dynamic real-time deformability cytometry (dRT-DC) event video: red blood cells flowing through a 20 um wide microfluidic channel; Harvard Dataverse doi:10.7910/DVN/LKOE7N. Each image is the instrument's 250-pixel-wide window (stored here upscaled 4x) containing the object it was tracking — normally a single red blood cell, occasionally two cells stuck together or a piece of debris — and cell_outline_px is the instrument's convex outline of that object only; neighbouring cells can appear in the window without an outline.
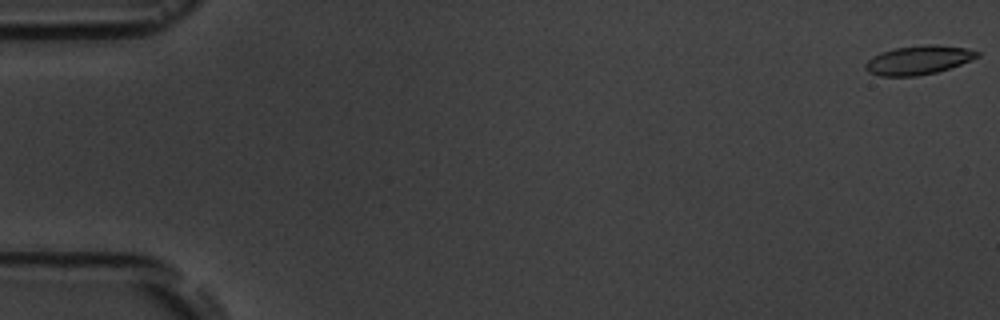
{"species": "common noctule bat (a hibernating species)", "species_latin": "Nyctalus noctula", "temperature_condition": "room temperature", "stored_images_in_passage": 9, "camera_frame_rate_fps": 3000, "um_per_image_px": 0.085, "animal": {"sex": "male", "body_mass_g": 19.5, "forearm_length_mm": 54.6}, "frame": {"image": 1, "passage_image": 1, "time_ms": 0.0, "image_size_px": [1000, 320], "cell_outline_px": [[980, 56], [960, 64], [936, 72], [916, 76], [880, 76], [868, 72], [864, 68], [864, 64], [872, 56], [880, 52], [896, 48], [928, 44], [936, 44], [968, 48], [980, 52]], "centroid_in_image_um": [78.05, 5.1], "position_along_channel_um": 6.9, "area_um2": 18.84}}
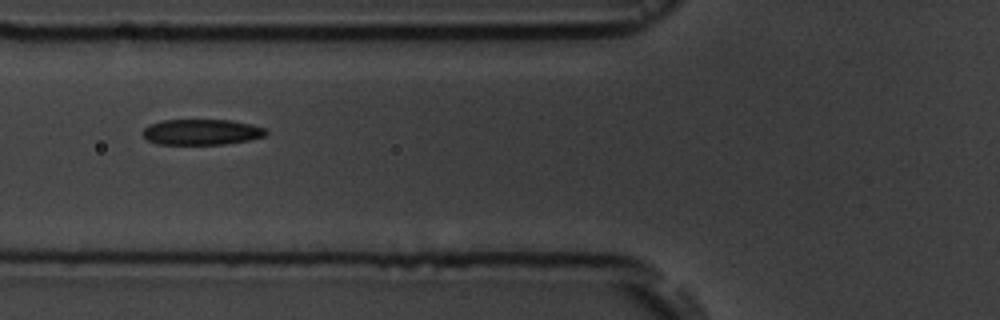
{"frame": {"image": 2, "passage_image": 7, "time_ms": 7.0, "image_size_px": [1000, 320], "cell_outline_px": [[268, 132], [264, 136], [248, 140], [224, 144], [156, 144], [148, 140], [144, 136], [144, 128], [148, 124], [164, 120], [228, 120], [252, 124], [264, 128]], "centroid_in_image_um": [17.13, 11.22], "position_along_channel_um": 108.7, "area_um2": 18.32}}
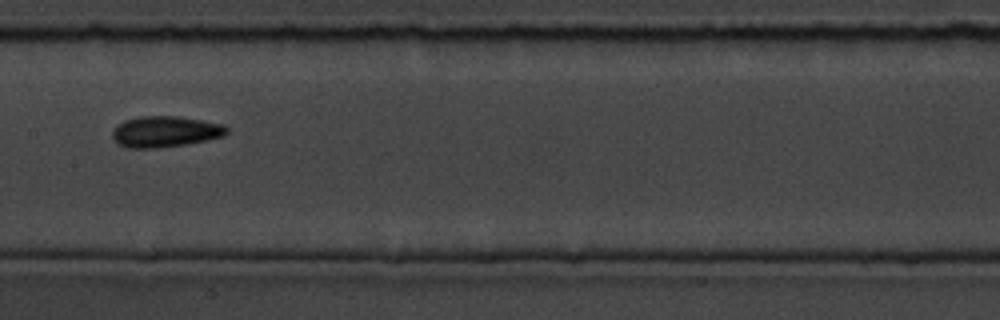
{"frame": {"image": 3, "passage_image": 9, "time_ms": 9.333, "image_size_px": [1000, 320], "cell_outline_px": [[228, 132], [224, 136], [184, 144], [156, 148], [128, 148], [116, 144], [112, 136], [112, 132], [124, 120], [140, 116], [180, 116], [224, 124], [228, 128]], "centroid_in_image_um": [14.04, 11.18], "position_along_channel_um": 193.4, "area_um2": 20.63}}